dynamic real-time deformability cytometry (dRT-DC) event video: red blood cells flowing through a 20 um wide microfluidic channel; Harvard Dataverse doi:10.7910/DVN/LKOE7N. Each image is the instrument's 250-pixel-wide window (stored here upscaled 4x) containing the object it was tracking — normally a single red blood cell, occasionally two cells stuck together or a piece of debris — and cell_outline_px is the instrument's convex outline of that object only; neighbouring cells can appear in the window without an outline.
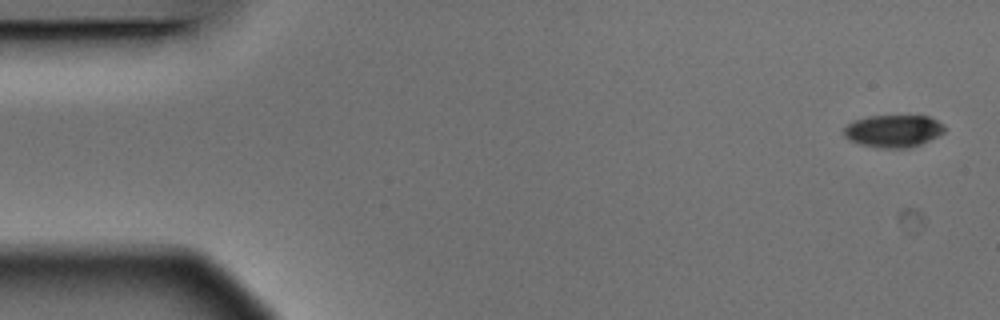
{"species": "Egyptian fruit bat (a non-hibernating species)", "species_latin": "Rousettus aegyptiacus", "temperature_condition": "warm", "stored_images_in_passage": 4, "camera_frame_rate_fps": 3000, "um_per_image_px": 0.085, "animal": {"sex": "male"}, "frame": {"image": 1, "passage_image": 1, "time_ms": 0.0, "image_size_px": [1000, 320], "cell_outline_px": [[944, 132], [920, 144], [908, 148], [880, 148], [860, 144], [844, 136], [844, 128], [848, 124], [856, 120], [868, 116], [928, 116], [944, 124]], "centroid_in_image_um": [75.94, 11.13], "position_along_channel_um": 9.1, "area_um2": 18.73}}